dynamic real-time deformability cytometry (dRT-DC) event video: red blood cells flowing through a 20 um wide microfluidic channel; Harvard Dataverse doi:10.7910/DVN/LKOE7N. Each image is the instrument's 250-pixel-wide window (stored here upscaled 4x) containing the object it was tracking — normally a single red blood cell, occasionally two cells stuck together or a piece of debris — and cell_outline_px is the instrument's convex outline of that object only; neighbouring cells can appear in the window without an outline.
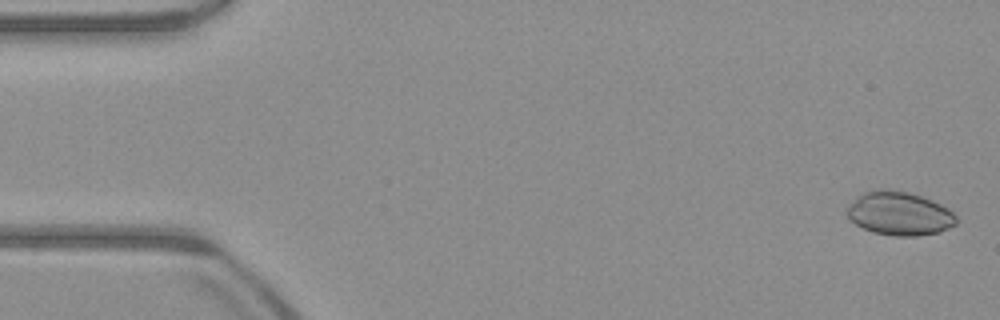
{"species": "common noctule bat (a hibernating species)", "species_latin": "Nyctalus noctula", "temperature_condition": "warm", "stored_images_in_passage": 52, "camera_frame_rate_fps": 3000, "um_per_image_px": 0.085, "animal": {"sex": "male", "body_mass_g": 23.1, "forearm_length_mm": 52.7}, "frame": {"image": 1, "passage_image": 2, "time_ms": 0.333, "image_size_px": [1000, 320], "cell_outline_px": [[960, 220], [956, 224], [940, 232], [916, 236], [892, 236], [872, 232], [856, 224], [844, 212], [844, 208], [856, 196], [864, 192], [880, 188], [892, 188], [908, 192], [932, 200], [948, 208]], "centroid_in_image_um": [76.42, 18.13], "position_along_channel_um": 8.6, "area_um2": 28.26}}
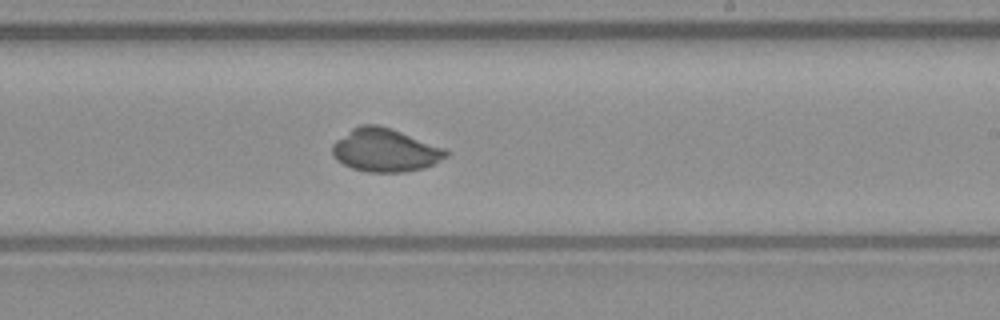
{"frame": {"image": 2, "passage_image": 31, "time_ms": 10.0, "image_size_px": [1000, 320], "cell_outline_px": [[448, 156], [424, 168], [404, 172], [368, 172], [352, 168], [336, 160], [332, 156], [332, 144], [336, 140], [352, 128], [360, 124], [380, 124], [392, 128], [448, 148]], "centroid_in_image_um": [32.75, 12.75], "position_along_channel_um": 256.3, "area_um2": 29.02}}
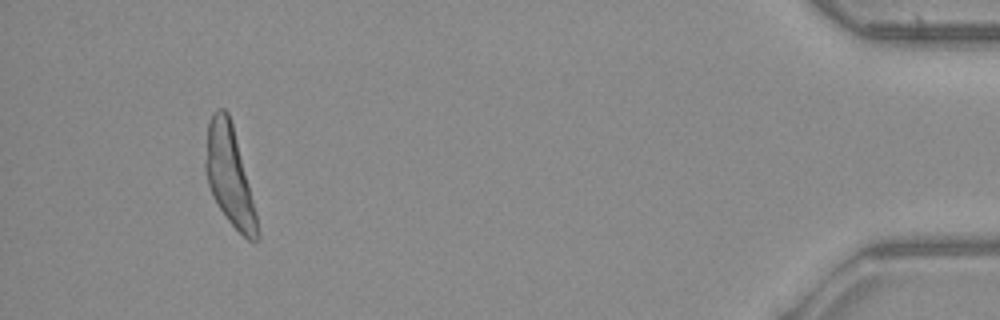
{"frame": {"image": 3, "passage_image": 49, "time_ms": 16.0, "image_size_px": [1000, 320], "cell_outline_px": [[260, 236], [256, 240], [248, 240], [228, 220], [212, 196], [208, 184], [204, 168], [204, 160], [208, 124], [212, 112], [220, 108], [224, 108], [228, 112], [232, 124], [256, 212]], "centroid_in_image_um": [19.48, 14.92], "position_along_channel_um": 415.7, "area_um2": 29.42}, "authors_computed_cell_mechanics": {"area_um2": 28.4954, "velocity_mm_per_s": 3.9544, "shape_relaxation_time_tau1_ms": 10.6223, "shape_relaxation_time_tau2_ms": null, "deformation_change_tau1": 0.3922, "deformation_change_tau2": null}}